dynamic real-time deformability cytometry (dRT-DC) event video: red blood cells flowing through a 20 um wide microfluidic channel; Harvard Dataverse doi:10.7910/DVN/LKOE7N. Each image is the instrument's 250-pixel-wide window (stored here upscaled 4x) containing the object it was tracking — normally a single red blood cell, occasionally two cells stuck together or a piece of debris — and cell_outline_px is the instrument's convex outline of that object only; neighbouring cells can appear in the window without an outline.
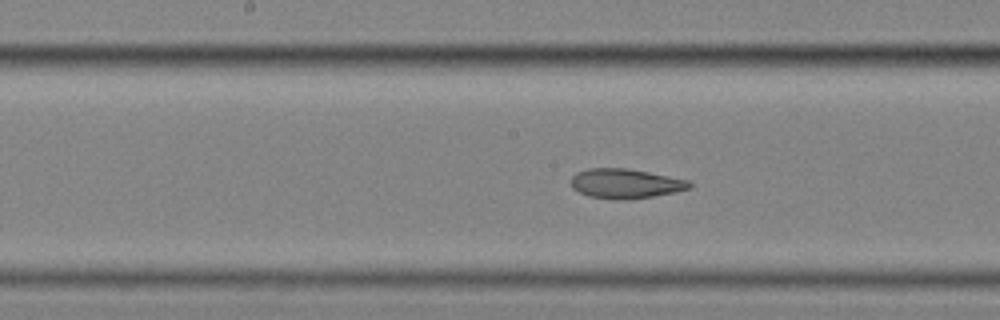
{"species": "common noctule bat (a hibernating species)", "species_latin": "Nyctalus noctula", "temperature_condition": "cold", "stored_images_in_passage": 25, "camera_frame_rate_fps": 3000, "um_per_image_px": 0.085, "animal": {"sex": "female", "body_mass_g": 25.1}, "frame": {"image": 1, "passage_image": 8, "time_ms": 2.333, "image_size_px": [1000, 320], "cell_outline_px": [[692, 188], [676, 192], [628, 200], [612, 200], [588, 196], [572, 188], [572, 176], [576, 172], [588, 168], [628, 168], [688, 180], [692, 184]], "centroid_in_image_um": [53.16, 15.61], "position_along_channel_um": 195.0, "area_um2": 20.58}}
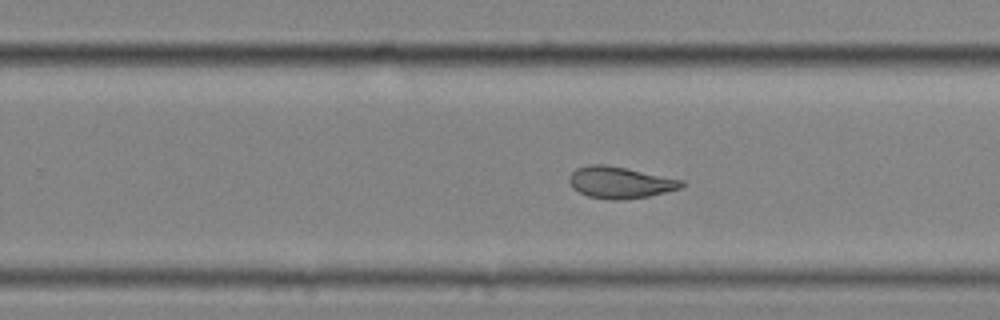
{"frame": {"image": 2, "passage_image": 15, "time_ms": 4.667, "image_size_px": [1000, 320], "cell_outline_px": [[684, 184], [680, 188], [648, 196], [620, 200], [612, 200], [588, 196], [572, 188], [568, 180], [568, 176], [576, 168], [588, 164], [604, 164], [684, 180]], "centroid_in_image_um": [52.65, 15.5], "position_along_channel_um": 277.1, "area_um2": 20.52}}
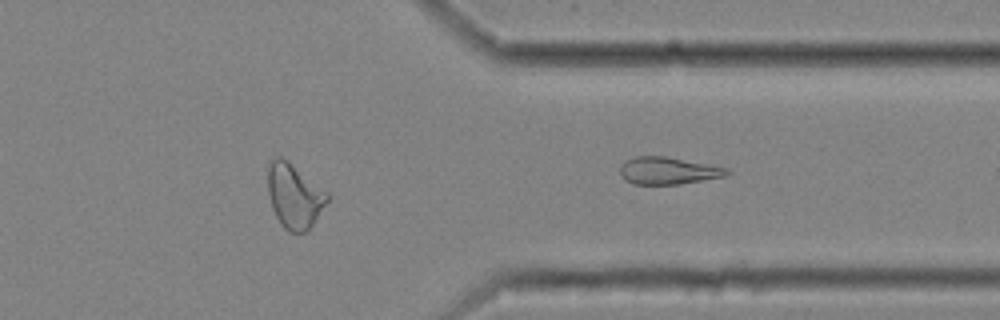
{"frame": {"image": 3, "passage_image": 25, "time_ms": 8.0, "image_size_px": [1000, 320], "cell_outline_px": [[732, 172], [724, 176], [680, 184], [632, 184], [624, 180], [620, 172], [620, 164], [624, 160], [632, 156], [668, 156], [728, 168]], "centroid_in_image_um": [56.75, 14.49], "position_along_channel_um": 354.7, "area_um2": 17.17}}